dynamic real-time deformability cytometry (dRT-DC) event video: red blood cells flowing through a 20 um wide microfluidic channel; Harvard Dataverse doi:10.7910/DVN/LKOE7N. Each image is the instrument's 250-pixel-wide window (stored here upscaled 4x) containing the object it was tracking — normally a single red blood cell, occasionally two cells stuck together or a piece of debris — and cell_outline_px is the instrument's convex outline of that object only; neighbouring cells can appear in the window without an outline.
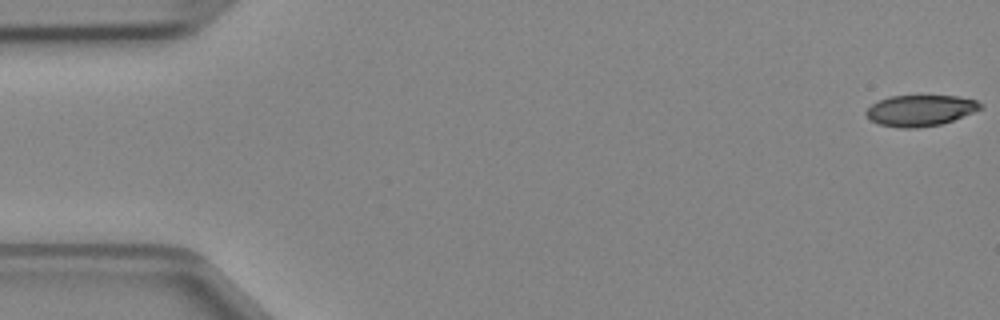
{"species": "Egyptian fruit bat (a non-hibernating species)", "species_latin": "Rousettus aegyptiacus", "temperature_condition": "cold", "stored_images_in_passage": 13, "camera_frame_rate_fps": 3000, "um_per_image_px": 0.085, "animal": {"sex": "female"}, "frame": {"image": 1, "passage_image": 1, "time_ms": 0.0, "image_size_px": [1000, 320], "cell_outline_px": [[984, 108], [952, 120], [940, 124], [916, 128], [904, 128], [880, 124], [872, 120], [864, 112], [872, 104], [888, 96], [956, 96], [976, 100], [984, 104]], "centroid_in_image_um": [78.26, 9.38], "position_along_channel_um": 6.7, "area_um2": 20.46}}
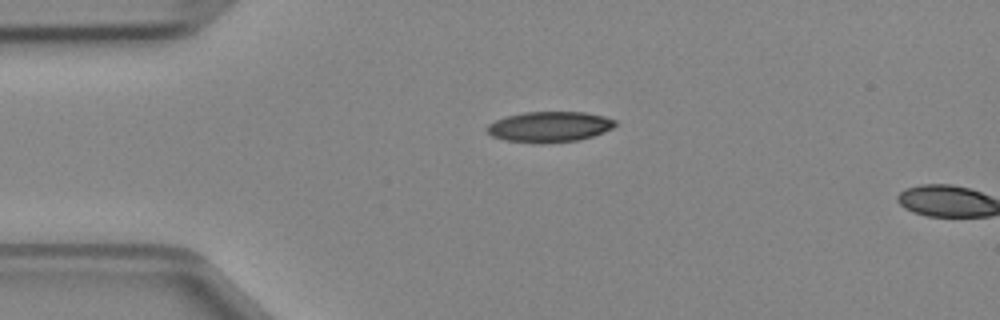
{"frame": {"image": 2, "passage_image": 11, "time_ms": 3.333, "image_size_px": [1000, 320], "cell_outline_px": [[620, 124], [604, 132], [580, 140], [544, 144], [540, 144], [504, 140], [492, 136], [484, 128], [488, 124], [504, 116], [524, 112], [584, 112], [604, 116], [616, 120]], "centroid_in_image_um": [46.71, 10.78], "position_along_channel_um": 38.3, "area_um2": 23.24}}